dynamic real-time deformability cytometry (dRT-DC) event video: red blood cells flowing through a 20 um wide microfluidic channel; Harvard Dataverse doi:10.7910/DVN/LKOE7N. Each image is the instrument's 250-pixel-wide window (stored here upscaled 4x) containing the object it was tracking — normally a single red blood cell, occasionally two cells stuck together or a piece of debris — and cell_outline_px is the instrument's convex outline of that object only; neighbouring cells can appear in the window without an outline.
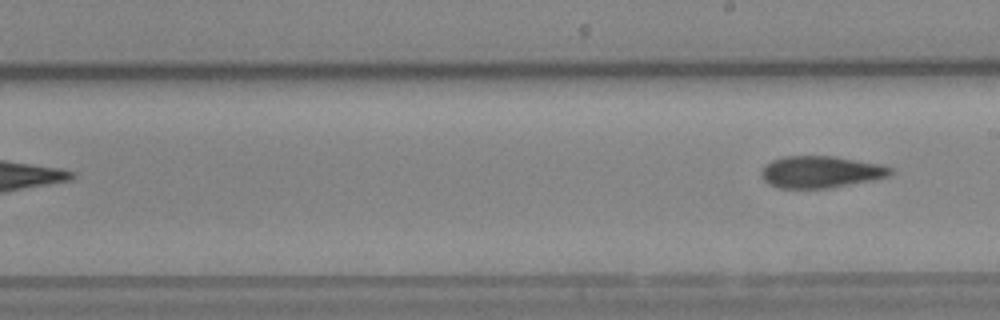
{"species": "Egyptian fruit bat (a non-hibernating species)", "species_latin": "Rousettus aegyptiacus", "temperature_condition": "cold", "stored_images_in_passage": 7, "camera_frame_rate_fps": 3000, "um_per_image_px": 0.085, "animal": {"sex": "female"}, "frame": {"image": 1, "passage_image": 7, "time_ms": 8.0, "image_size_px": [1000, 320], "cell_outline_px": [[892, 172], [888, 176], [876, 180], [828, 188], [776, 188], [768, 184], [760, 176], [760, 168], [764, 164], [772, 160], [784, 156], [836, 156], [880, 164], [892, 168]], "centroid_in_image_um": [69.72, 14.61], "position_along_channel_um": 219.3, "area_um2": 24.33}}